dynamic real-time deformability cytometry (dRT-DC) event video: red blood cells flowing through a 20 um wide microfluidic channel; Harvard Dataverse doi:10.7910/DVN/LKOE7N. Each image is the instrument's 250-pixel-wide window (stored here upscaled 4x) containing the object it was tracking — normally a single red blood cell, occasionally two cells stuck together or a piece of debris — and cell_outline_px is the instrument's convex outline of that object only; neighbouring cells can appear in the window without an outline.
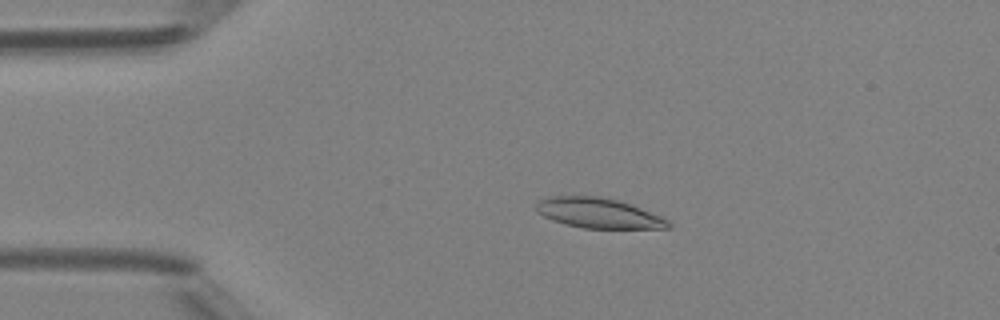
{"species": "Egyptian fruit bat (a non-hibernating species)", "species_latin": "Rousettus aegyptiacus", "temperature_condition": "room temperature", "stored_images_in_passage": 45, "camera_frame_rate_fps": 3000, "um_per_image_px": 0.085, "animal": {"sex": "female"}, "frame": {"image": 1, "passage_image": 7, "time_ms": 2.0, "image_size_px": [1000, 320], "cell_outline_px": [[672, 228], [584, 228], [564, 224], [552, 220], [536, 212], [536, 204], [540, 200], [548, 196], [596, 196], [616, 200], [640, 208], [660, 216], [668, 220], [672, 224]], "centroid_in_image_um": [50.84, 18.12], "position_along_channel_um": 34.2, "area_um2": 22.95}}
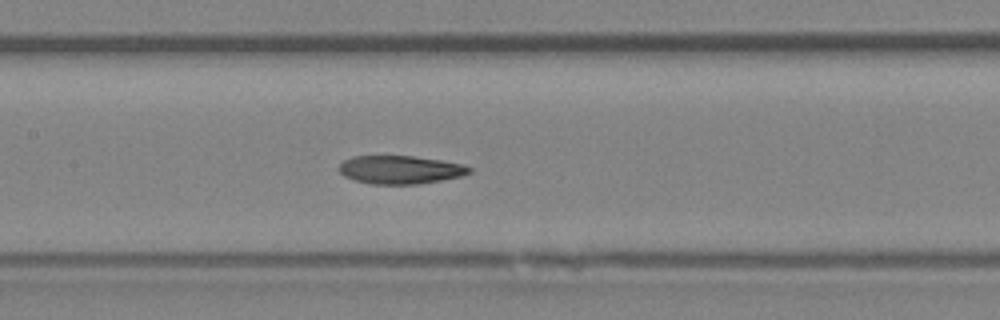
{"frame": {"image": 2, "passage_image": 20, "time_ms": 6.333, "image_size_px": [1000, 320], "cell_outline_px": [[472, 172], [464, 176], [416, 184], [372, 184], [356, 180], [344, 176], [340, 172], [340, 164], [344, 160], [352, 156], [412, 156], [440, 160], [464, 164], [472, 168]], "centroid_in_image_um": [34.06, 14.42], "position_along_channel_um": 173.3, "area_um2": 21.39}}
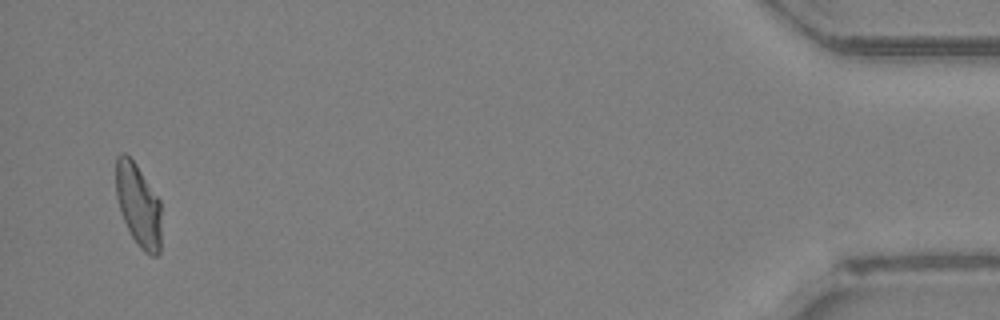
{"frame": {"image": 3, "passage_image": 44, "time_ms": 14.333, "image_size_px": [1000, 320], "cell_outline_px": [[160, 252], [156, 256], [152, 256], [144, 252], [140, 248], [132, 236], [124, 220], [116, 196], [116, 156], [120, 152], [124, 152], [136, 164], [160, 200]], "centroid_in_image_um": [11.76, 17.42], "position_along_channel_um": 423.4, "area_um2": 21.73}, "authors_computed_cell_mechanics": {"area_um2": 22.0218, "velocity_mm_per_s": 4.2128, "shape_relaxation_time_tau1_ms": 10.4469, "shape_relaxation_time_tau2_ms": 3.2465, "deformation_change_tau1": 0.3066, "deformation_change_tau2": 0.1085}}